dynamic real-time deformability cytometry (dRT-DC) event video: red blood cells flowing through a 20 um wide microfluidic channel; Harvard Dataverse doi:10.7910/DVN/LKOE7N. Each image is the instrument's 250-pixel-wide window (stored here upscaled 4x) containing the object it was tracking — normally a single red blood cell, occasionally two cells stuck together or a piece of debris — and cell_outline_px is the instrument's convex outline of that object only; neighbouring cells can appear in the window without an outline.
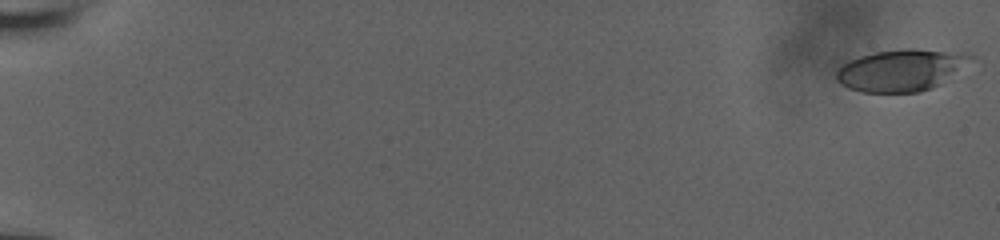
{"species": "human", "species_latin": "Homo sapiens", "temperature_condition": "room temperature", "stored_images_in_passage": 10, "camera_frame_rate_fps": 3000, "um_per_image_px": 0.085, "donor": {"sex": "male"}, "frame": {"image": 1, "passage_image": 1, "time_ms": 0.0, "image_size_px": [1000, 240], "cell_outline_px": [[976, 56], [940, 84], [932, 88], [920, 92], [860, 92], [848, 88], [836, 80], [836, 72], [848, 60], [860, 56], [876, 52], [908, 48], [912, 48]], "centroid_in_image_um": [76.51, 5.98], "position_along_channel_um": 8.5, "area_um2": 31.96}}